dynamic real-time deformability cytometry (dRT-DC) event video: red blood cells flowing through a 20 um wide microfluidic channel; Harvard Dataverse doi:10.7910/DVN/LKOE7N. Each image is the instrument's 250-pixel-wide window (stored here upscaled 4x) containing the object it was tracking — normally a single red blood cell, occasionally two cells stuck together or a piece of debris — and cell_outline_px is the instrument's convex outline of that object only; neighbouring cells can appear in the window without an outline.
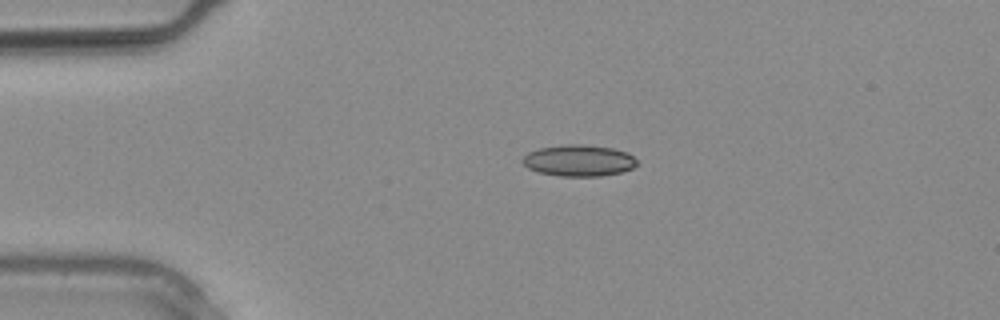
{"species": "common noctule bat (a hibernating species)", "species_latin": "Nyctalus noctula", "temperature_condition": "warm", "stored_images_in_passage": 2, "segment_of_instrument_passage": [1, 2], "camera_frame_rate_fps": 3000, "um_per_image_px": 0.085, "animal": {"sex": "male", "body_mass_g": 20.4}, "frame": {"image": 1, "passage_image": 1, "time_ms": 0.0, "image_size_px": [1000, 320], "cell_outline_px": [[636, 164], [632, 168], [620, 172], [600, 176], [560, 176], [536, 172], [528, 168], [520, 160], [528, 152], [540, 148], [568, 144], [580, 144], [612, 148], [628, 152], [636, 160]], "centroid_in_image_um": [49.16, 13.65], "position_along_channel_um": 35.8, "area_um2": 20.87}}